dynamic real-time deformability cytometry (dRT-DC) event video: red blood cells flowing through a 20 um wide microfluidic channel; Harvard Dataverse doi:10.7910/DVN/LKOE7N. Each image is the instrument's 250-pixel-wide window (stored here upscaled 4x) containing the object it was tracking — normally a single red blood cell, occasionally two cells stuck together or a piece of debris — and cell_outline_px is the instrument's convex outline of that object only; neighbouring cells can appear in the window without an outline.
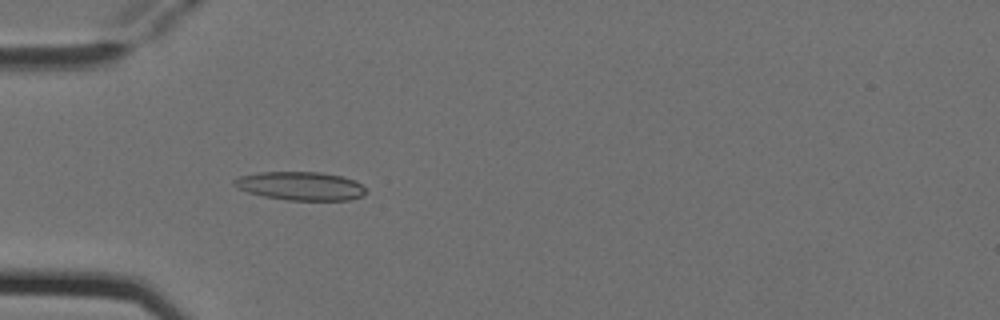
{"species": "Egyptian fruit bat (a non-hibernating species)", "species_latin": "Rousettus aegyptiacus", "temperature_condition": "cold", "stored_images_in_passage": 5, "camera_frame_rate_fps": 3000, "um_per_image_px": 0.085, "animal": {"sex": "female"}, "frame": {"image": 1, "passage_image": 5, "time_ms": 1.333, "image_size_px": [1000, 320], "cell_outline_px": [[368, 192], [364, 196], [352, 200], [288, 200], [264, 196], [248, 192], [232, 184], [232, 180], [240, 176], [260, 172], [320, 172], [344, 176], [356, 180]], "centroid_in_image_um": [25.6, 15.8], "position_along_channel_um": 59.4, "area_um2": 22.02}}